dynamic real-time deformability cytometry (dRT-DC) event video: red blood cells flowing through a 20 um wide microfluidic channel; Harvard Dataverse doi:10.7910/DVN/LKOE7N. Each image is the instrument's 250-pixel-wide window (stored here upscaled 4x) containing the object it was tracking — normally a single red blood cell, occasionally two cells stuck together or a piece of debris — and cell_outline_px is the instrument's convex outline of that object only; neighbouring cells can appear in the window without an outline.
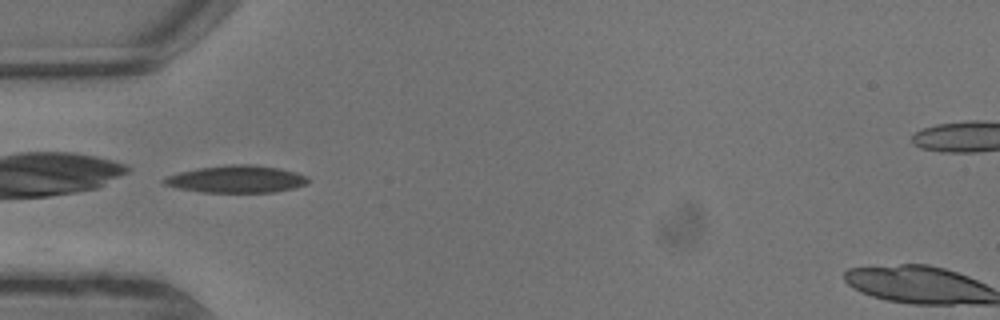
{"species": "common noctule bat (a hibernating species)", "species_latin": "Nyctalus noctula", "temperature_condition": "warm", "stored_images_in_passage": 2, "camera_frame_rate_fps": 3000, "um_per_image_px": 0.085, "animal": {"sex": "male", "body_mass_g": 13.3}, "frame": {"image": 1, "passage_image": 1, "time_ms": 0.0, "image_size_px": [1000, 320], "cell_outline_px": [[308, 184], [292, 188], [272, 192], [200, 192], [176, 188], [164, 184], [160, 180], [168, 176], [180, 172], [196, 168], [232, 164], [252, 164], [280, 168], [296, 172], [308, 176]], "centroid_in_image_um": [20.09, 15.22], "position_along_channel_um": 64.9, "area_um2": 22.95}}
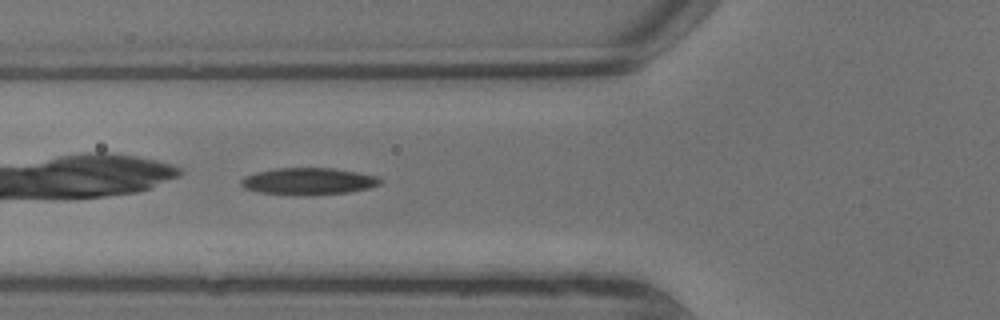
{"frame": {"image": 2, "passage_image": 2, "time_ms": 0.333, "image_size_px": [1000, 320], "cell_outline_px": [[384, 180], [380, 184], [368, 188], [348, 192], [312, 196], [296, 196], [256, 192], [244, 188], [240, 184], [240, 180], [244, 176], [256, 172], [272, 168], [336, 168], [380, 176]], "centroid_in_image_um": [26.21, 15.42], "position_along_channel_um": 99.6, "area_um2": 22.48}}